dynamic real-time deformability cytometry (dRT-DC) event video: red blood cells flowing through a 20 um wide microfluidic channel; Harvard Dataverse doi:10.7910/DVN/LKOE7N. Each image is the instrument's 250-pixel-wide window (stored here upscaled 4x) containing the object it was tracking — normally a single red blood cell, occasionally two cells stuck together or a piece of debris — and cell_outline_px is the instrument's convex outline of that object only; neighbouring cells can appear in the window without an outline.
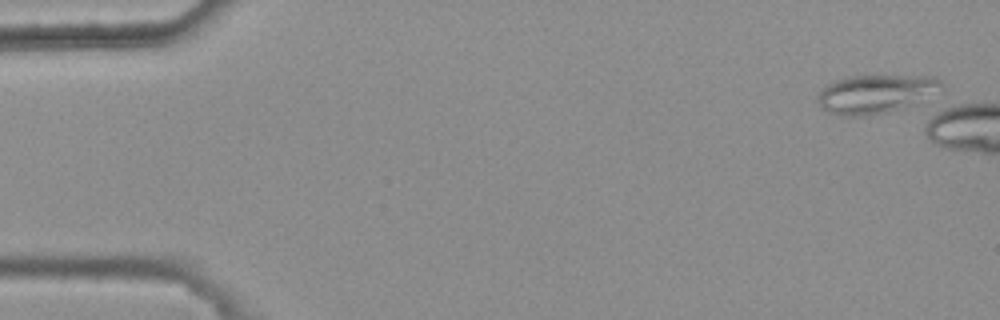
{"species": "common noctule bat (a hibernating species)", "species_latin": "Nyctalus noctula", "temperature_condition": "warm", "stored_images_in_passage": 4, "camera_frame_rate_fps": 3000, "um_per_image_px": 0.085, "animal": {"sex": "female", "body_mass_g": 25.1}, "frame": {"image": 1, "passage_image": 1, "time_ms": 0.0, "image_size_px": [1000, 320], "cell_outline_px": [[944, 84], [908, 104], [900, 108], [884, 112], [864, 116], [844, 116], [828, 112], [816, 100], [820, 92], [828, 84], [836, 80], [848, 76], [936, 76]], "centroid_in_image_um": [74.31, 7.96], "position_along_channel_um": 10.7, "area_um2": 26.59}}